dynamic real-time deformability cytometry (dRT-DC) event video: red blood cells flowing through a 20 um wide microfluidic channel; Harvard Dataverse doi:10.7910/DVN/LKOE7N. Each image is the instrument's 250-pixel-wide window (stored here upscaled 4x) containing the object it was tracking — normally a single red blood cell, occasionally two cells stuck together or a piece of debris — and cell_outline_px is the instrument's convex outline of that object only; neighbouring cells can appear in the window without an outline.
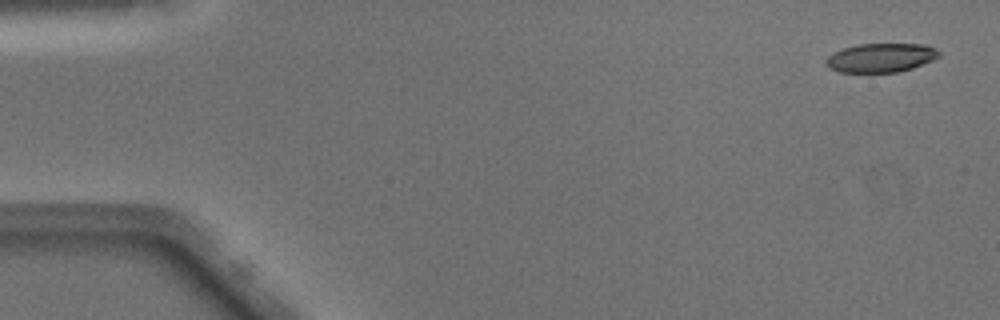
{"species": "Egyptian fruit bat (a non-hibernating species)", "species_latin": "Rousettus aegyptiacus", "temperature_condition": "warm", "stored_images_in_passage": 49, "camera_frame_rate_fps": 3000, "um_per_image_px": 0.085, "animal": {"sex": "male"}, "frame": {"image": 1, "passage_image": 2, "time_ms": 0.333, "image_size_px": [1000, 320], "cell_outline_px": [[940, 56], [932, 60], [912, 68], [896, 72], [840, 72], [824, 64], [824, 60], [828, 56], [844, 48], [856, 44], [924, 44], [936, 48], [940, 52]], "centroid_in_image_um": [74.88, 4.9], "position_along_channel_um": 10.1, "area_um2": 18.96}}
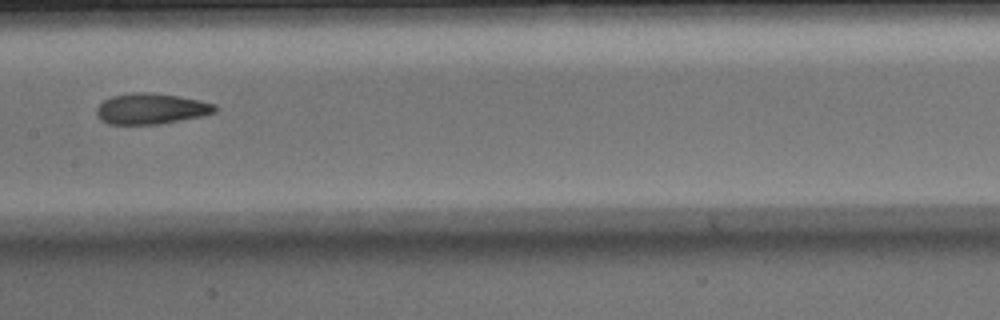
{"frame": {"image": 2, "passage_image": 25, "time_ms": 8.0, "image_size_px": [1000, 320], "cell_outline_px": [[216, 112], [204, 116], [160, 124], [108, 124], [100, 120], [96, 116], [96, 108], [104, 100], [112, 96], [132, 92], [152, 92], [200, 100], [216, 104]], "centroid_in_image_um": [12.84, 9.24], "position_along_channel_um": 194.6, "area_um2": 21.44}}
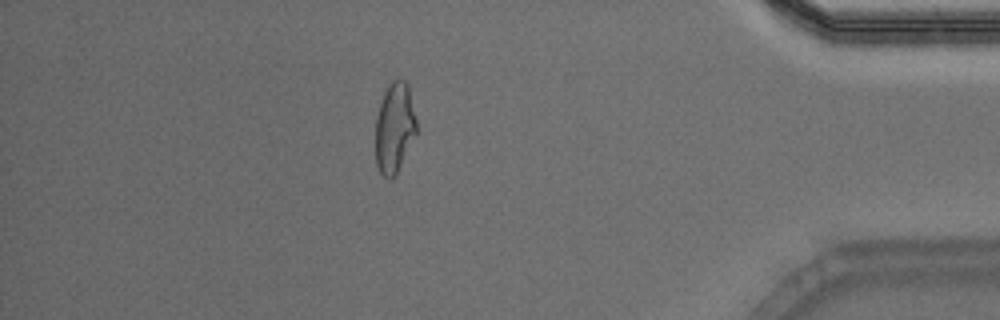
{"frame": {"image": 3, "passage_image": 43, "time_ms": 14.0, "image_size_px": [1000, 320], "cell_outline_px": [[416, 132], [396, 176], [388, 180], [380, 172], [376, 164], [376, 116], [384, 92], [388, 84], [392, 80], [404, 80], [408, 84], [416, 120]], "centroid_in_image_um": [33.52, 10.87], "position_along_channel_um": 401.7, "area_um2": 21.44}, "authors_computed_cell_mechanics": {"area_um2": 21.2704, "velocity_mm_per_s": 4.1005, "shape_relaxation_time_tau1_ms": 9.0995, "shape_relaxation_time_tau2_ms": 2.0377, "deformation_change_tau1": 0.2323, "deformation_change_tau2": 0.0945}}